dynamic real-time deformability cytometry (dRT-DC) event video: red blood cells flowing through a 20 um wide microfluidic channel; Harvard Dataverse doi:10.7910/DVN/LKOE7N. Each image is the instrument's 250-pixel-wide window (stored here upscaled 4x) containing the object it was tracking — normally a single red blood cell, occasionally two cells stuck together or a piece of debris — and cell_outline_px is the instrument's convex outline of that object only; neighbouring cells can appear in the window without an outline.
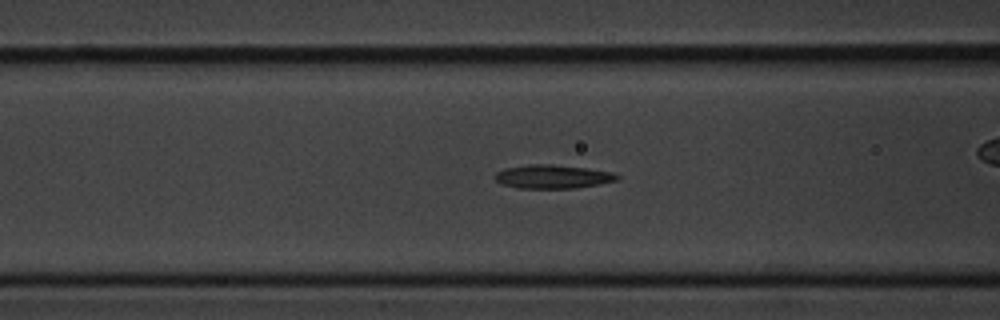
{"species": "common noctule bat (a hibernating species)", "species_latin": "Nyctalus noctula", "temperature_condition": "cold", "stored_images_in_passage": 57, "camera_frame_rate_fps": 3000, "um_per_image_px": 0.085, "animal": {"sex": "male", "body_mass_g": 20.1, "forearm_length_mm": 53.5}, "frame": {"image": 1, "passage_image": 22, "time_ms": 7.0, "image_size_px": [1000, 320], "cell_outline_px": [[620, 176], [616, 180], [600, 184], [576, 188], [516, 188], [504, 184], [496, 180], [492, 176], [496, 172], [504, 168], [528, 164], [552, 164], [588, 168], [612, 172]], "centroid_in_image_um": [46.95, 15.0], "position_along_channel_um": 119.6, "area_um2": 16.94}}
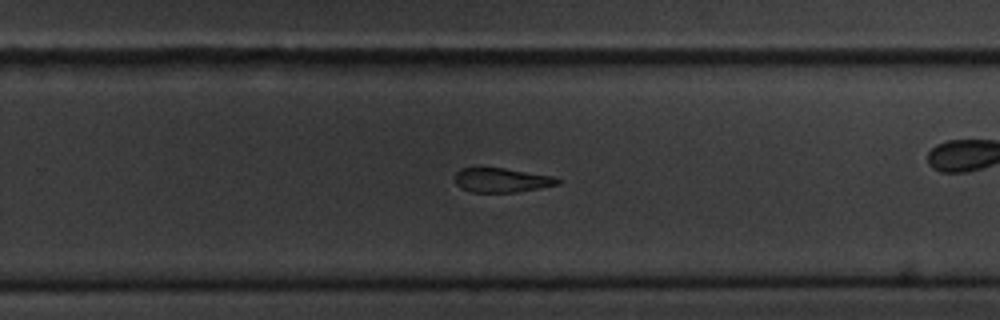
{"frame": {"image": 2, "passage_image": 36, "time_ms": 11.667, "image_size_px": [1000, 320], "cell_outline_px": [[560, 184], [540, 188], [516, 192], [472, 192], [460, 188], [456, 184], [452, 176], [460, 168], [504, 168], [556, 176], [560, 180]], "centroid_in_image_um": [42.63, 15.31], "position_along_channel_um": 287.2, "area_um2": 14.8}}
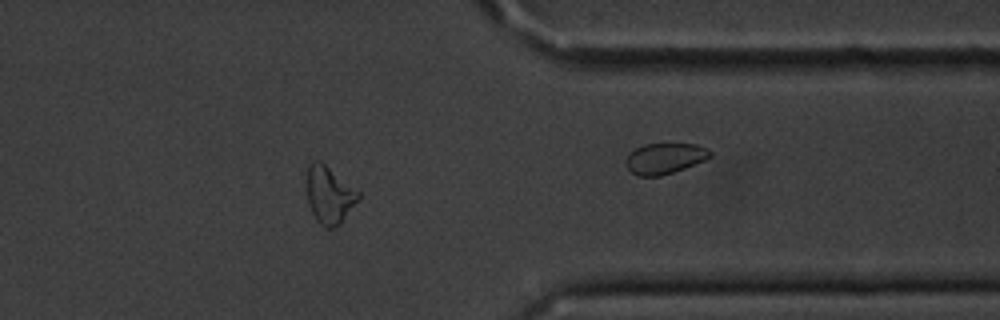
{"frame": {"image": 3, "passage_image": 45, "time_ms": 14.667, "image_size_px": [1000, 320], "cell_outline_px": [[360, 196], [340, 224], [332, 228], [324, 228], [316, 220], [308, 204], [308, 164], [312, 160], [320, 160], [360, 192]], "centroid_in_image_um": [27.98, 16.57], "position_along_channel_um": 383.4, "area_um2": 16.99}, "authors_computed_cell_mechanics": {"area_um2": 16.9354, "velocity_mm_per_s": 3.5926, "shape_relaxation_time_tau1_ms": 3.4026, "shape_relaxation_time_tau2_ms": 5.5078, "deformation_change_tau1": 0.1022, "deformation_change_tau2": 0.1441}}